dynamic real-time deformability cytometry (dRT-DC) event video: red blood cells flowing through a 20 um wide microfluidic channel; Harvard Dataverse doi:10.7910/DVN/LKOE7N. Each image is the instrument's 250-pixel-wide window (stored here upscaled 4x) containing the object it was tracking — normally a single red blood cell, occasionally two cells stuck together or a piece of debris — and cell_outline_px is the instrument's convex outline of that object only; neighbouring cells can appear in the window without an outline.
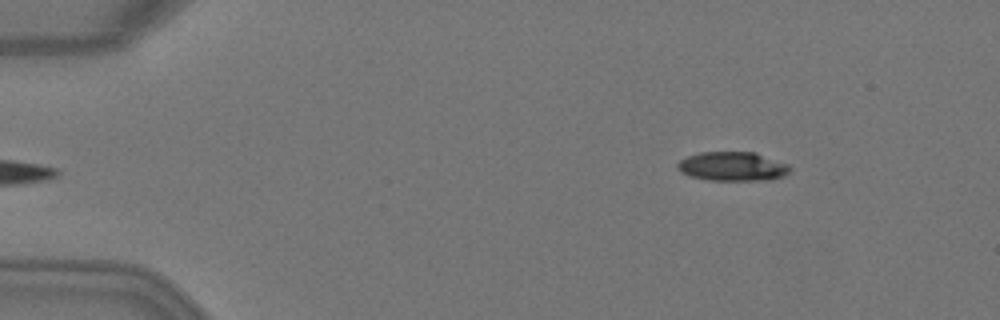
{"species": "Egyptian fruit bat (a non-hibernating species)", "species_latin": "Rousettus aegyptiacus", "temperature_condition": "warm", "stored_images_in_passage": 4, "camera_frame_rate_fps": 3000, "um_per_image_px": 0.085, "animal": {"sex": "female"}, "frame": {"image": 1, "passage_image": 4, "time_ms": 1.0, "image_size_px": [1000, 320], "cell_outline_px": [[792, 168], [784, 176], [768, 180], [708, 180], [688, 176], [680, 172], [676, 168], [676, 164], [680, 160], [688, 156], [700, 152], [756, 152], [788, 164]], "centroid_in_image_um": [62.25, 14.14], "position_along_channel_um": 22.8, "area_um2": 19.25}}